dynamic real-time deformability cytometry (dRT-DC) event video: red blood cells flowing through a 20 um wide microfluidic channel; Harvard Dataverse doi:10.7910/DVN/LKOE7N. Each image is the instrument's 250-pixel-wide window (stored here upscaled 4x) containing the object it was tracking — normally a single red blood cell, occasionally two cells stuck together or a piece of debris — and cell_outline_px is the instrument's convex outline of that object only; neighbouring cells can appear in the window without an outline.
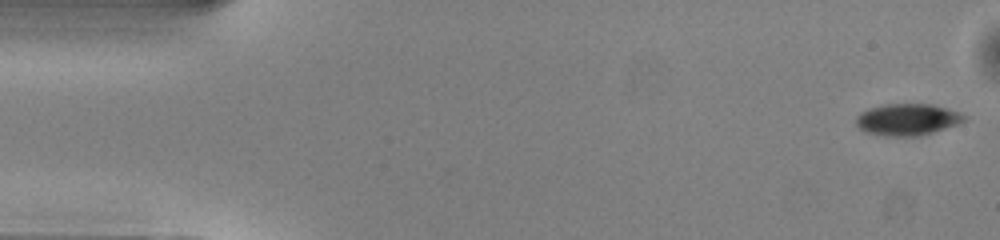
{"species": "common noctule bat (a hibernating species)", "species_latin": "Nyctalus noctula", "temperature_condition": "warm", "stored_images_in_passage": 50, "camera_frame_rate_fps": 3000, "um_per_image_px": 0.085, "animal": {"sex": "male", "body_mass_g": 13.0, "forearm_length_mm": 53.1}, "frame": {"image": 1, "passage_image": 1, "time_ms": 0.0, "image_size_px": [1000, 240], "cell_outline_px": [[964, 120], [956, 124], [920, 136], [884, 136], [864, 132], [856, 124], [856, 116], [860, 112], [884, 104], [932, 104], [956, 112], [964, 116]], "centroid_in_image_um": [77.05, 10.17], "position_along_channel_um": 8.0, "area_um2": 19.59}}
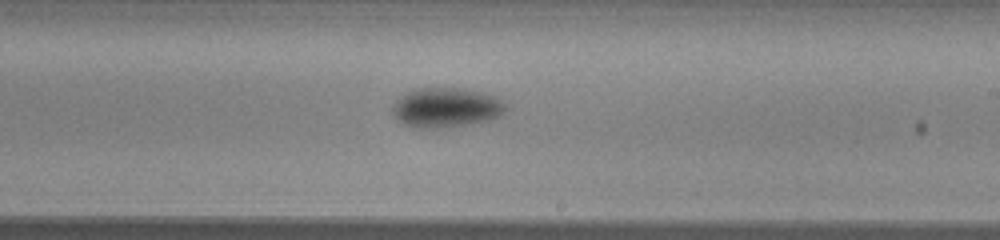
{"frame": {"image": 2, "passage_image": 29, "time_ms": 9.333, "image_size_px": [1000, 240], "cell_outline_px": [[504, 108], [496, 116], [484, 120], [436, 128], [416, 128], [404, 124], [392, 112], [392, 108], [396, 100], [408, 92], [416, 88], [460, 88], [484, 92], [496, 96], [504, 100]], "centroid_in_image_um": [37.87, 9.11], "position_along_channel_um": 251.1, "area_um2": 25.43}}
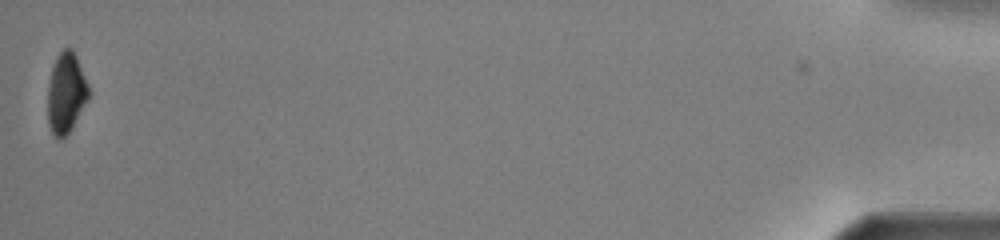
{"frame": {"image": 3, "passage_image": 50, "time_ms": 16.333, "image_size_px": [1000, 240], "cell_outline_px": [[88, 100], [72, 128], [60, 140], [56, 140], [48, 124], [48, 84], [52, 64], [56, 56], [64, 48], [72, 48], [76, 56], [88, 84]], "centroid_in_image_um": [5.6, 7.91], "position_along_channel_um": 429.6, "area_um2": 19.25}, "authors_computed_cell_mechanics": {"area_um2": 22.5709, "velocity_mm_per_s": 4.0389, "shape_relaxation_time_tau1_ms": 2.1448, "shape_relaxation_time_tau2_ms": null, "deformation_change_tau1": 0.1122, "deformation_change_tau2": null}}